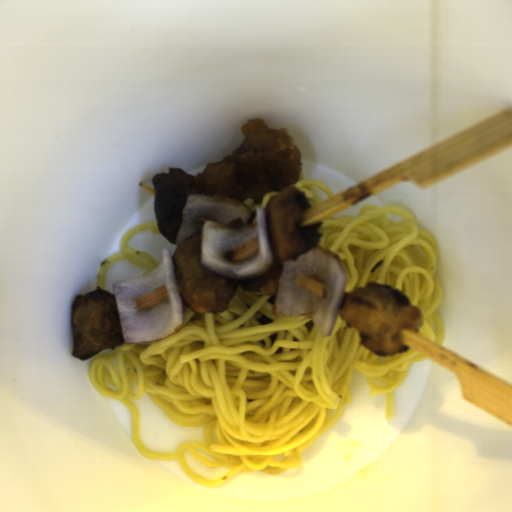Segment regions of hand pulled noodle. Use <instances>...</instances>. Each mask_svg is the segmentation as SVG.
<instances>
[{
	"label": "hand pulled noodle",
	"mask_w": 512,
	"mask_h": 512,
	"mask_svg": "<svg viewBox=\"0 0 512 512\" xmlns=\"http://www.w3.org/2000/svg\"><path fill=\"white\" fill-rule=\"evenodd\" d=\"M275 297L237 285L219 313H195L183 302V324L169 336L124 342L92 358L89 377L101 395L129 410L140 456L177 460L185 475L211 488L236 475L301 465L305 447L350 402L355 372L371 396L386 394L384 416L392 419L393 393L425 353L404 344V352L377 356L339 309L331 334L322 336L311 314L276 317ZM147 391L170 421L201 427L203 440L162 453L145 445L130 399ZM184 454L227 473L206 480L190 470Z\"/></svg>",
	"instance_id": "obj_1"
},
{
	"label": "hand pulled noodle",
	"mask_w": 512,
	"mask_h": 512,
	"mask_svg": "<svg viewBox=\"0 0 512 512\" xmlns=\"http://www.w3.org/2000/svg\"><path fill=\"white\" fill-rule=\"evenodd\" d=\"M316 245L337 255L344 271L342 294L369 282L389 285L419 308L423 327L417 333L442 345L446 329L439 307L444 298L438 272L440 248L434 233L404 209L364 206L354 215L324 219Z\"/></svg>",
	"instance_id": "obj_2"
},
{
	"label": "hand pulled noodle",
	"mask_w": 512,
	"mask_h": 512,
	"mask_svg": "<svg viewBox=\"0 0 512 512\" xmlns=\"http://www.w3.org/2000/svg\"><path fill=\"white\" fill-rule=\"evenodd\" d=\"M139 232H152L154 234L161 232V230L156 220L135 225L127 231L120 242L119 252L105 258L99 264L96 271L97 282L92 291L97 287L103 290L106 267L117 259H126L129 263L141 267L145 272L142 276L154 272L160 266V264L153 259L151 254L143 250H134L131 248L132 237Z\"/></svg>",
	"instance_id": "obj_3"
},
{
	"label": "hand pulled noodle",
	"mask_w": 512,
	"mask_h": 512,
	"mask_svg": "<svg viewBox=\"0 0 512 512\" xmlns=\"http://www.w3.org/2000/svg\"><path fill=\"white\" fill-rule=\"evenodd\" d=\"M295 187L304 193L309 207L319 205L331 199L333 195L331 188L319 181L299 179Z\"/></svg>",
	"instance_id": "obj_4"
},
{
	"label": "hand pulled noodle",
	"mask_w": 512,
	"mask_h": 512,
	"mask_svg": "<svg viewBox=\"0 0 512 512\" xmlns=\"http://www.w3.org/2000/svg\"><path fill=\"white\" fill-rule=\"evenodd\" d=\"M278 193L280 192H275V191H269L263 198V200L259 203V204H251L249 198H244L242 199L241 203H244L246 205H248L252 210H256L257 208H266L267 204H268V201L270 199V197L274 196V195H277Z\"/></svg>",
	"instance_id": "obj_5"
}]
</instances>
